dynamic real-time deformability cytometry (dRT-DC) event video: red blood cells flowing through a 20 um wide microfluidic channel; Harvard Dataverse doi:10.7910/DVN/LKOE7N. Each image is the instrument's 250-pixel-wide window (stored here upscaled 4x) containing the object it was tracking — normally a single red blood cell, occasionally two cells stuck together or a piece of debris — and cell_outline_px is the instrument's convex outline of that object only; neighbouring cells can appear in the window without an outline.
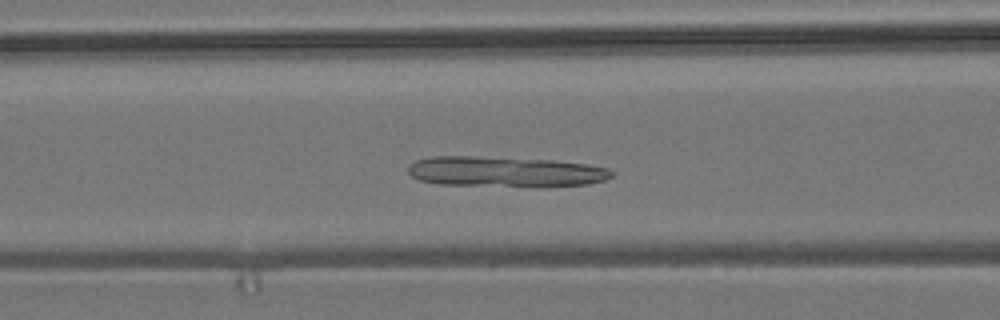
{"species": "common noctule bat (a hibernating species)", "species_latin": "Nyctalus noctula", "temperature_condition": "room temperature", "stored_images_in_passage": 51, "camera_frame_rate_fps": 3000, "um_per_image_px": 0.085, "animal": {"sex": "male", "body_mass_g": 19.2, "forearm_length_mm": 51.8}, "frame": {"image": 1, "passage_image": 20, "time_ms": 6.333, "image_size_px": [1000, 320], "cell_outline_px": [[612, 176], [604, 180], [588, 184], [548, 188], [532, 188], [440, 184], [420, 180], [412, 176], [408, 172], [408, 168], [416, 160], [432, 156], [476, 156], [552, 160], [588, 164], [608, 168], [612, 172]], "centroid_in_image_um": [42.99, 14.62], "position_along_channel_um": 123.6, "area_um2": 36.93}}
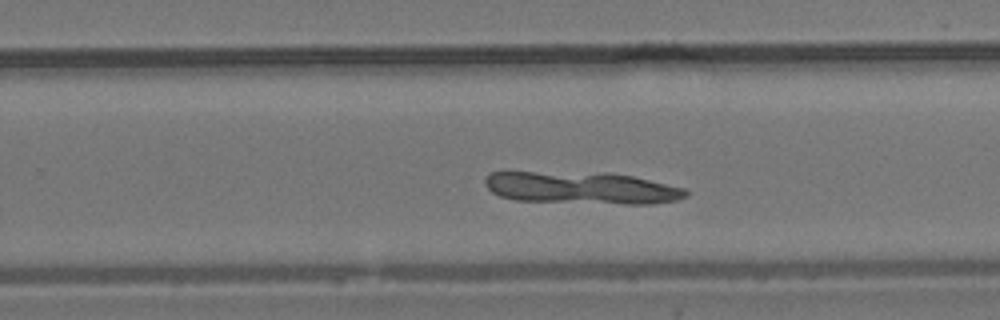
{"frame": {"image": 2, "passage_image": 33, "time_ms": 10.667, "image_size_px": [1000, 320], "cell_outline_px": [[688, 196], [676, 200], [652, 204], [624, 204], [516, 200], [500, 196], [492, 192], [484, 184], [484, 180], [488, 172], [608, 172], [632, 176], [684, 188], [688, 192]], "centroid_in_image_um": [49.42, 15.96], "position_along_channel_um": 280.4, "area_um2": 37.8}}
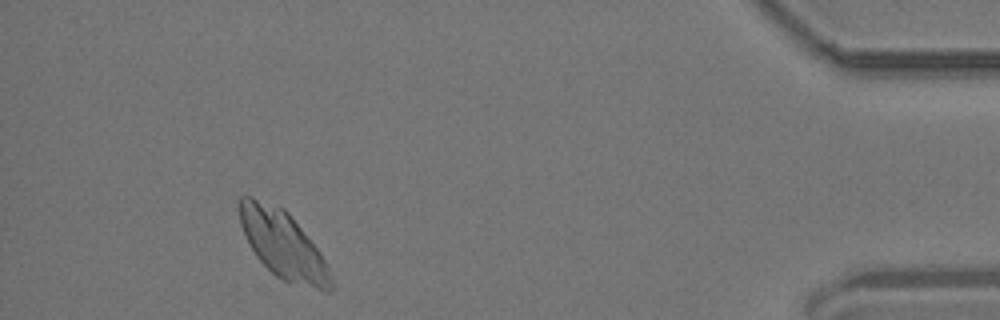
{"frame": {"image": 3, "passage_image": 49, "time_ms": 16.0, "image_size_px": [1000, 320], "cell_outline_px": [[332, 288], [328, 292], [284, 280], [276, 276], [256, 256], [240, 224], [240, 196], [252, 196], [284, 208], [288, 212], [320, 252], [328, 268], [332, 280]], "centroid_in_image_um": [24.05, 20.77], "position_along_channel_um": 411.1, "area_um2": 35.2}}